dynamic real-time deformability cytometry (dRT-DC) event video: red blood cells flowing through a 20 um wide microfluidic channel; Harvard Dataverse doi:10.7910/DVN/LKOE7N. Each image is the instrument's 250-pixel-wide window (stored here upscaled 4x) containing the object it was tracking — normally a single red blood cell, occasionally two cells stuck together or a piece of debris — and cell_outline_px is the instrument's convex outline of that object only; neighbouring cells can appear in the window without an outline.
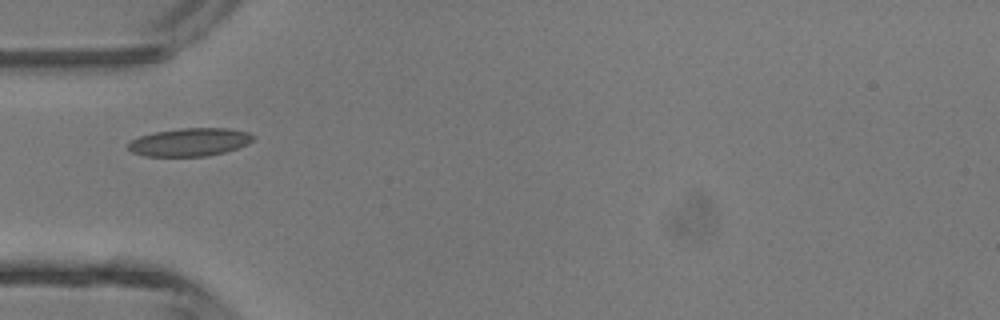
{"species": "common noctule bat (a hibernating species)", "species_latin": "Nyctalus noctula", "temperature_condition": "room temperature", "stored_images_in_passage": 3, "camera_frame_rate_fps": 3000, "um_per_image_px": 0.085, "animal": {"sex": "male", "body_mass_g": 13.3}, "frame": {"image": 1, "passage_image": 1, "time_ms": 0.0, "image_size_px": [1000, 320], "cell_outline_px": [[256, 136], [248, 144], [224, 152], [208, 156], [144, 156], [132, 152], [128, 148], [128, 144], [132, 140], [140, 136], [156, 132], [180, 128], [228, 128], [248, 132]], "centroid_in_image_um": [16.14, 12.08], "position_along_channel_um": 68.9, "area_um2": 20.35}}
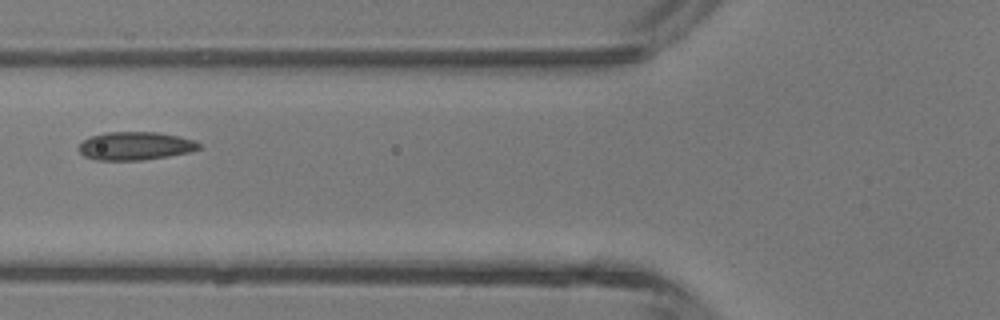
{"frame": {"image": 2, "passage_image": 2, "time_ms": 1.0, "image_size_px": [1000, 320], "cell_outline_px": [[200, 148], [192, 152], [144, 160], [96, 160], [84, 156], [76, 148], [84, 140], [92, 136], [104, 132], [160, 132], [196, 140], [200, 144]], "centroid_in_image_um": [11.51, 12.4], "position_along_channel_um": 114.3, "area_um2": 19.94}}
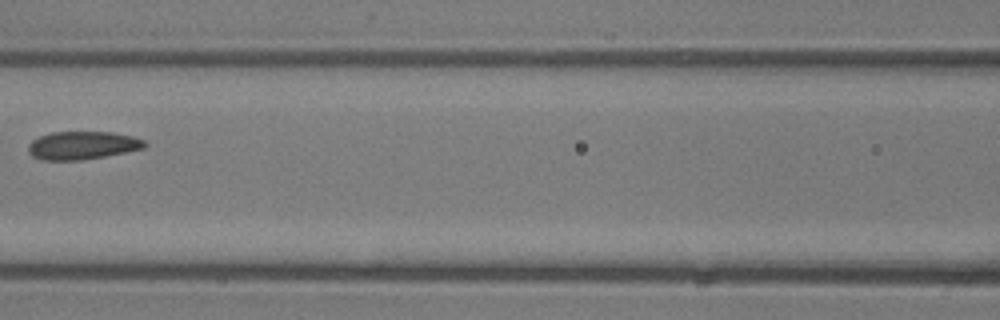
{"frame": {"image": 3, "passage_image": 3, "time_ms": 2.0, "image_size_px": [1000, 320], "cell_outline_px": [[148, 144], [144, 148], [84, 160], [40, 160], [32, 156], [28, 152], [28, 144], [32, 140], [40, 136], [52, 132], [112, 132], [132, 136], [144, 140]], "centroid_in_image_um": [6.98, 12.36], "position_along_channel_um": 159.6, "area_um2": 19.07}}